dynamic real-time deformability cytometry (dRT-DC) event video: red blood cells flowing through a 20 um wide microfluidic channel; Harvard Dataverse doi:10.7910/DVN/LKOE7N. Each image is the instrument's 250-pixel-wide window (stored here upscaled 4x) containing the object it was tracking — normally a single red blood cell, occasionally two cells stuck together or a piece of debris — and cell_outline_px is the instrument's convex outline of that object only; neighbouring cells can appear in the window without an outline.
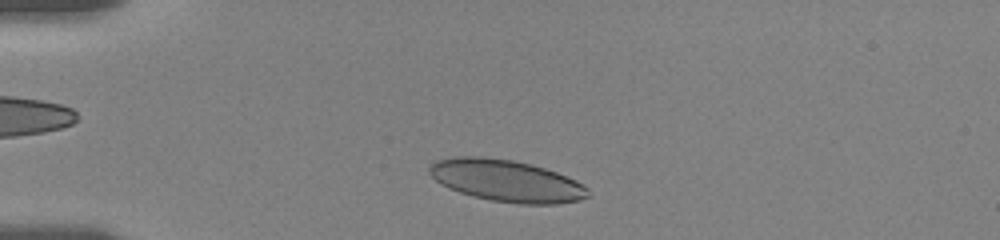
{"species": "human", "species_latin": "Homo sapiens", "temperature_condition": "room temperature", "stored_images_in_passage": 31, "camera_frame_rate_fps": 3000, "um_per_image_px": 0.085, "donor": {"sex": "female"}, "frame": {"image": 1, "passage_image": 3, "time_ms": 1.0, "image_size_px": [1000, 240], "cell_outline_px": [[588, 196], [580, 200], [556, 204], [520, 204], [492, 200], [472, 196], [448, 188], [436, 180], [428, 172], [428, 168], [436, 160], [456, 156], [480, 156], [512, 160], [532, 164], [568, 176], [584, 184], [588, 188]], "centroid_in_image_um": [43.05, 15.36], "position_along_channel_um": 41.9, "area_um2": 38.73}}
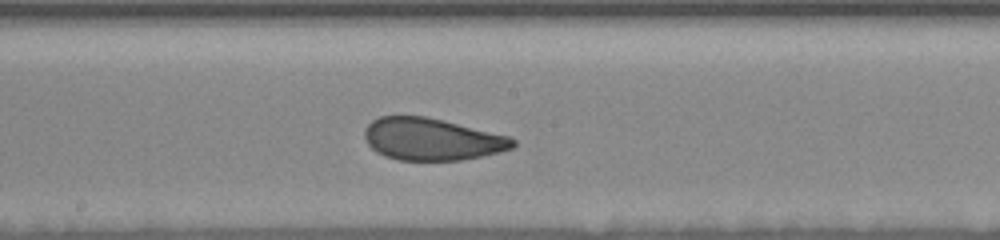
{"frame": {"image": 2, "passage_image": 18, "time_ms": 6.667, "image_size_px": [1000, 240], "cell_outline_px": [[516, 144], [512, 148], [480, 156], [460, 160], [400, 160], [384, 156], [376, 152], [368, 144], [364, 136], [364, 132], [368, 124], [372, 120], [380, 116], [424, 116], [508, 136], [516, 140]], "centroid_in_image_um": [36.66, 11.83], "position_along_channel_um": 211.5, "area_um2": 35.95}}
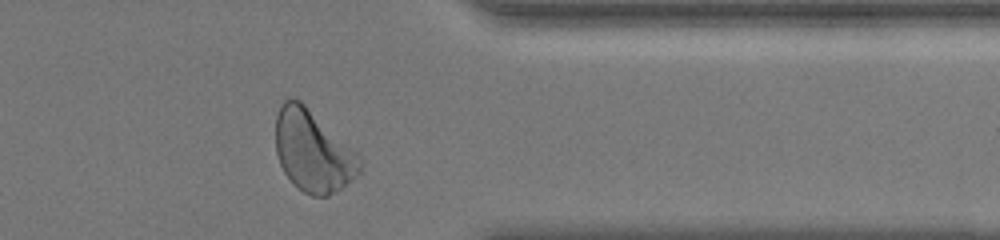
{"frame": {"image": 3, "passage_image": 30, "time_ms": 11.667, "image_size_px": [1000, 240], "cell_outline_px": [[364, 164], [360, 172], [352, 180], [328, 196], [312, 196], [304, 192], [292, 184], [284, 172], [280, 164], [276, 152], [276, 116], [284, 100], [292, 96], [300, 100], [356, 152]], "centroid_in_image_um": [26.59, 12.86], "position_along_channel_um": 384.8, "area_um2": 39.82}, "authors_computed_cell_mechanics": {"area_um2": 37.8012, "velocity_mm_per_s": 3.6029, "shape_relaxation_time_tau1_ms": 5.426, "shape_relaxation_time_tau2_ms": 1.0951, "deformation_change_tau1": 0.1384, "deformation_change_tau2": 0.0779}}